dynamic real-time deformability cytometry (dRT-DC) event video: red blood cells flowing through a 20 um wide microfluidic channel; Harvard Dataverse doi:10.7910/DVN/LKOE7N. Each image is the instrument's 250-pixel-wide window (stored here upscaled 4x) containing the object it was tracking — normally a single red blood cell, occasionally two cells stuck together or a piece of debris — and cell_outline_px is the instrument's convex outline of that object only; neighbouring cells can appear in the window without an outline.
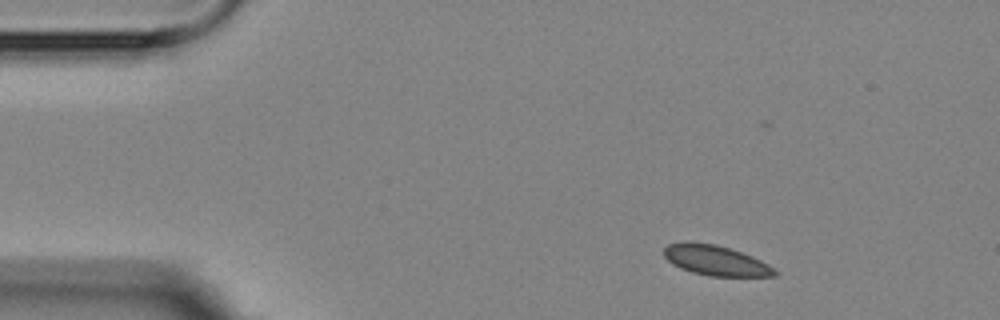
{"species": "Egyptian fruit bat (a non-hibernating species)", "species_latin": "Rousettus aegyptiacus", "temperature_condition": "room temperature", "stored_images_in_passage": 5, "camera_frame_rate_fps": 3000, "um_per_image_px": 0.085, "animal": {"sex": "female"}, "frame": {"image": 1, "passage_image": 1, "time_ms": 0.0, "image_size_px": [1000, 320], "cell_outline_px": [[780, 272], [776, 276], [708, 276], [692, 272], [680, 268], [672, 264], [664, 256], [664, 248], [668, 244], [684, 240], [692, 240], [716, 244], [752, 256], [768, 264]], "centroid_in_image_um": [60.8, 22.11], "position_along_channel_um": 24.2, "area_um2": 19.77}}
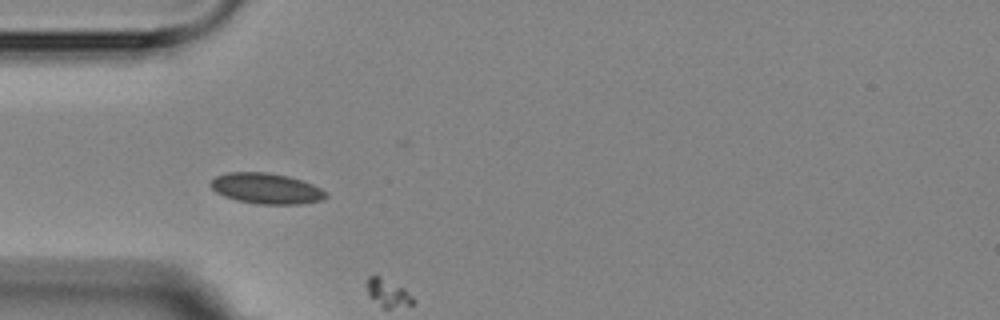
{"frame": {"image": 2, "passage_image": 3, "time_ms": 3.0, "image_size_px": [1000, 320], "cell_outline_px": [[328, 196], [324, 200], [300, 204], [256, 204], [236, 200], [224, 196], [216, 192], [208, 184], [216, 176], [228, 172], [268, 172], [288, 176], [312, 184], [328, 192]], "centroid_in_image_um": [22.64, 16.03], "position_along_channel_um": 62.4, "area_um2": 20.75}}